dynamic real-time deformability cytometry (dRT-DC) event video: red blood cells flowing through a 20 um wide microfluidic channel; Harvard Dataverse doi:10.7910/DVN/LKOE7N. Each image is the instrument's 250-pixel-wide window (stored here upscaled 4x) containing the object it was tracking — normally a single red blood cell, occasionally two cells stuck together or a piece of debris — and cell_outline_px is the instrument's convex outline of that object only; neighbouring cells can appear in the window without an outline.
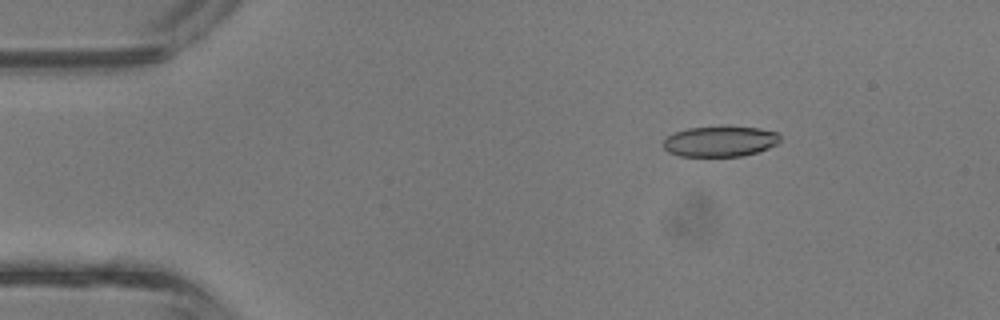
{"species": "common noctule bat (a hibernating species)", "species_latin": "Nyctalus noctula", "temperature_condition": "room temperature", "stored_images_in_passage": 10, "camera_frame_rate_fps": 3000, "um_per_image_px": 0.085, "animal": {"sex": "male", "body_mass_g": 13.3}, "frame": {"image": 1, "passage_image": 4, "time_ms": 1.0, "image_size_px": [1000, 320], "cell_outline_px": [[780, 140], [776, 144], [768, 148], [756, 152], [740, 156], [680, 156], [668, 152], [664, 148], [664, 140], [668, 136], [676, 132], [688, 128], [724, 124], [728, 124], [760, 128], [776, 132], [780, 136]], "centroid_in_image_um": [61.22, 11.97], "position_along_channel_um": 23.8, "area_um2": 21.27}}